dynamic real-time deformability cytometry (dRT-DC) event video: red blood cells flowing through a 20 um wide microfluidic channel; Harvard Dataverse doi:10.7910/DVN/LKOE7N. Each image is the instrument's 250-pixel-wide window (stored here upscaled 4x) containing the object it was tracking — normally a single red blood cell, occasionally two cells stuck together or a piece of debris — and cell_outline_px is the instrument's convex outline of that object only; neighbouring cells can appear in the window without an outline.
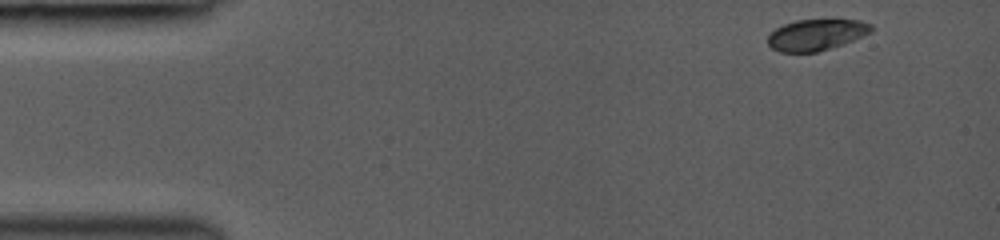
{"species": "common noctule bat (a hibernating species)", "species_latin": "Nyctalus noctula", "temperature_condition": "room temperature", "stored_images_in_passage": 52, "camera_frame_rate_fps": 3000, "um_per_image_px": 0.085, "animal": {"sex": "female", "body_mass_g": 19.0, "forearm_length_mm": 53.3}, "frame": {"image": 1, "passage_image": 1, "time_ms": 0.0, "image_size_px": [1000, 240], "cell_outline_px": [[872, 32], [844, 44], [816, 52], [780, 52], [772, 48], [768, 44], [768, 36], [776, 28], [784, 24], [796, 20], [860, 20], [872, 24]], "centroid_in_image_um": [69.4, 2.96], "position_along_channel_um": 15.6, "area_um2": 18.73}}
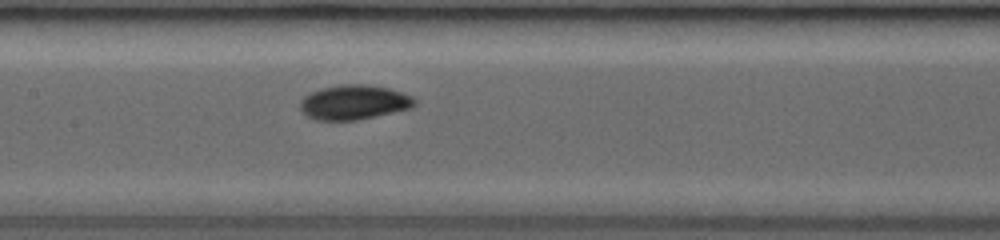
{"frame": {"image": 2, "passage_image": 22, "time_ms": 6.333, "image_size_px": [1000, 240], "cell_outline_px": [[416, 104], [412, 108], [356, 120], [316, 120], [304, 116], [300, 108], [300, 100], [304, 96], [312, 92], [324, 88], [344, 84], [368, 84], [388, 88], [412, 96], [416, 100]], "centroid_in_image_um": [30.07, 8.7], "position_along_channel_um": 177.3, "area_um2": 23.06}}
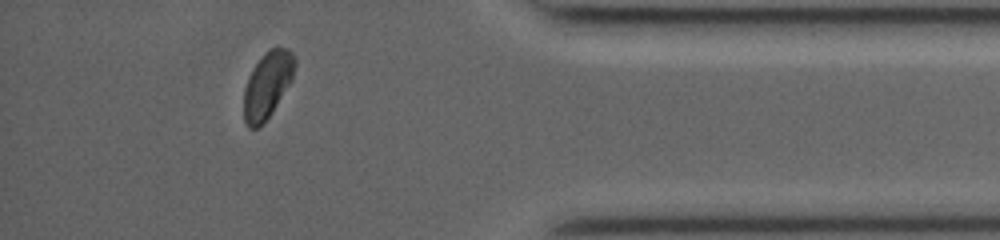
{"frame": {"image": 3, "passage_image": 45, "time_ms": 12.333, "image_size_px": [1000, 240], "cell_outline_px": [[296, 64], [292, 80], [272, 112], [256, 128], [248, 128], [244, 120], [244, 88], [248, 76], [252, 68], [264, 52], [268, 48], [284, 48], [292, 52], [296, 56]], "centroid_in_image_um": [22.73, 7.17], "position_along_channel_um": 412.5, "area_um2": 19.71}, "authors_computed_cell_mechanics": {"area_um2": 20.9814, "velocity_mm_per_s": 4.2306, "shape_relaxation_time_tau1_ms": 1.9017, "shape_relaxation_time_tau2_ms": 1.7401, "deformation_change_tau1": 0.1144, "deformation_change_tau2": 0.0316}}